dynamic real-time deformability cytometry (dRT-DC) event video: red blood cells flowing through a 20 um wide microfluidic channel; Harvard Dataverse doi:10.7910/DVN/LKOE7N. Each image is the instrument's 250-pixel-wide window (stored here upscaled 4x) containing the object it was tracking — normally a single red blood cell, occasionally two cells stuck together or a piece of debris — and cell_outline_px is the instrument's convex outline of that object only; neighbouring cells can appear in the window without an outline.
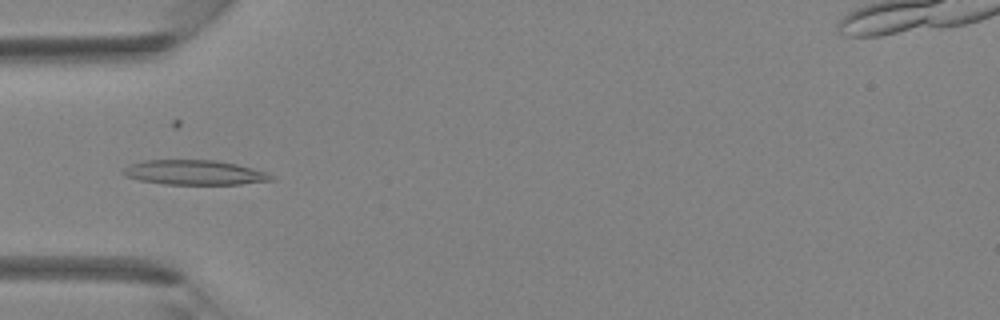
{"species": "Egyptian fruit bat (a non-hibernating species)", "species_latin": "Rousettus aegyptiacus", "temperature_condition": "room temperature", "stored_images_in_passage": 40, "camera_frame_rate_fps": 3000, "um_per_image_px": 0.085, "animal": {"sex": "female"}, "frame": {"image": 1, "passage_image": 12, "time_ms": 3.667, "image_size_px": [1000, 320], "cell_outline_px": [[276, 180], [240, 184], [164, 184], [140, 180], [124, 176], [120, 172], [128, 164], [144, 160], [216, 160], [236, 164], [268, 172], [276, 176]], "centroid_in_image_um": [16.54, 14.66], "position_along_channel_um": 68.5, "area_um2": 21.56}}
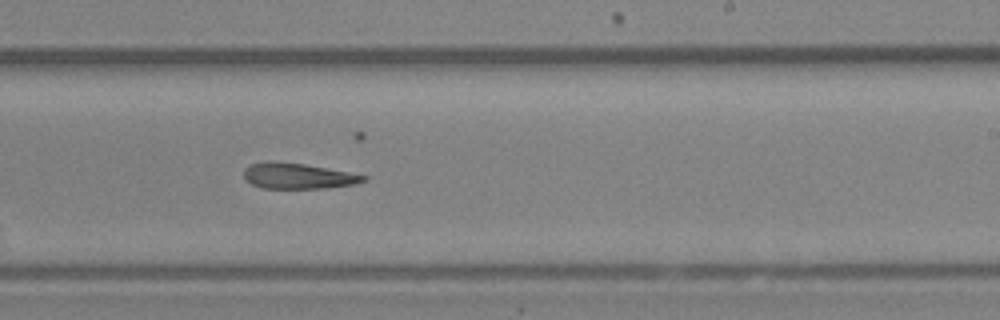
{"frame": {"image": 2, "passage_image": 24, "time_ms": 7.667, "image_size_px": [1000, 320], "cell_outline_px": [[368, 180], [356, 184], [324, 188], [264, 188], [252, 184], [244, 180], [244, 168], [252, 164], [268, 160], [272, 160], [304, 164], [348, 172], [368, 176]], "centroid_in_image_um": [25.31, 14.95], "position_along_channel_um": 263.7, "area_um2": 17.98}}
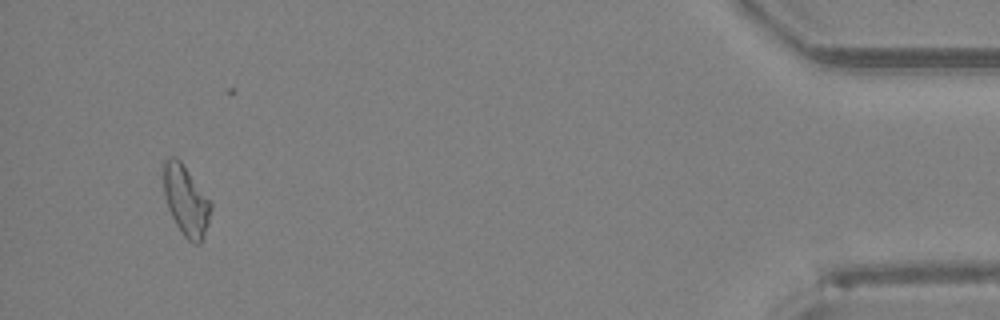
{"frame": {"image": 3, "passage_image": 38, "time_ms": 12.333, "image_size_px": [1000, 320], "cell_outline_px": [[212, 208], [208, 224], [204, 236], [200, 244], [192, 244], [184, 236], [176, 224], [168, 208], [164, 196], [164, 160], [172, 156], [176, 156], [180, 160], [212, 204]], "centroid_in_image_um": [15.81, 17.07], "position_along_channel_um": 419.4, "area_um2": 19.13}}